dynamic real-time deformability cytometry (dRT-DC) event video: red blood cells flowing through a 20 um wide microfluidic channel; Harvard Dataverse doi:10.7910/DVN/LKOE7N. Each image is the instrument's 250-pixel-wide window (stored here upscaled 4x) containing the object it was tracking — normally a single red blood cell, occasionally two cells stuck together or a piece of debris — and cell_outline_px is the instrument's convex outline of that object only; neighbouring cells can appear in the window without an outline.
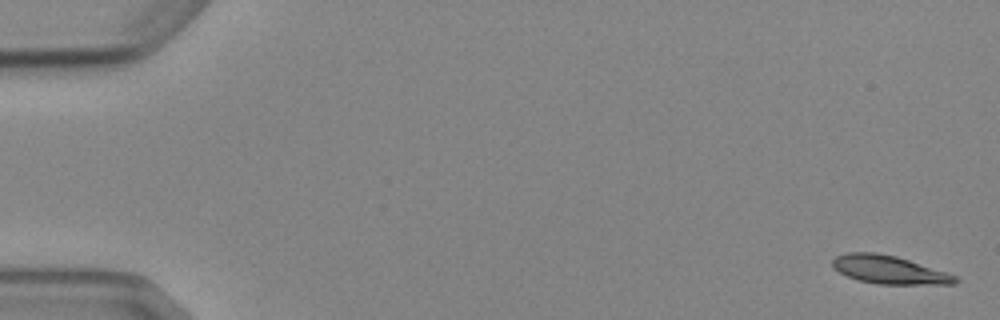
{"species": "Egyptian fruit bat (a non-hibernating species)", "species_latin": "Rousettus aegyptiacus", "temperature_condition": "cold", "stored_images_in_passage": 6, "camera_frame_rate_fps": 3000, "um_per_image_px": 0.085, "animal": {"sex": "female"}, "frame": {"image": 1, "passage_image": 1, "time_ms": 0.0, "image_size_px": [1000, 320], "cell_outline_px": [[960, 280], [956, 284], [876, 284], [860, 280], [848, 276], [832, 268], [832, 260], [836, 256], [848, 252], [876, 252], [896, 256], [956, 276]], "centroid_in_image_um": [75.54, 22.93], "position_along_channel_um": 9.5, "area_um2": 19.94}}
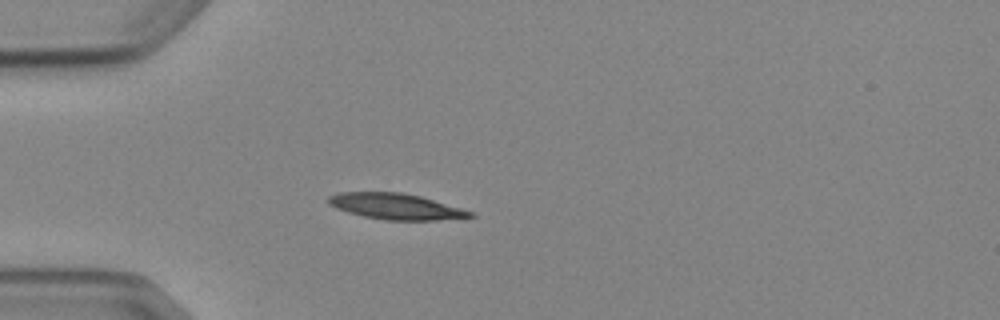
{"frame": {"image": 2, "passage_image": 5, "time_ms": 4.667, "image_size_px": [1000, 320], "cell_outline_px": [[476, 216], [464, 220], [384, 220], [364, 216], [348, 212], [336, 208], [328, 204], [328, 196], [336, 192], [400, 192], [420, 196], [460, 208], [472, 212]], "centroid_in_image_um": [33.68, 17.56], "position_along_channel_um": 51.3, "area_um2": 21.62}}